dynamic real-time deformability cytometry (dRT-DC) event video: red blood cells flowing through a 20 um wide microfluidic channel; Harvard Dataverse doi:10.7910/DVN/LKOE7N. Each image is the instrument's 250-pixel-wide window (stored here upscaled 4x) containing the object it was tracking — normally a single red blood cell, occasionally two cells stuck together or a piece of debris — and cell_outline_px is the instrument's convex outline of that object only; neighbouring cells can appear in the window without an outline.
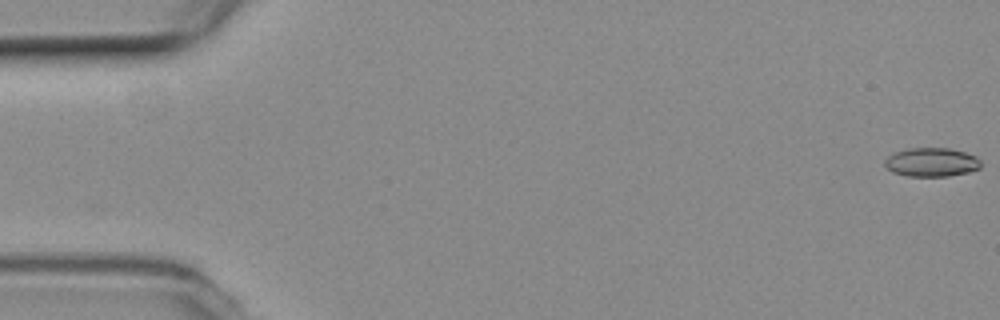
{"species": "common noctule bat (a hibernating species)", "species_latin": "Nyctalus noctula", "temperature_condition": "room temperature", "stored_images_in_passage": 55, "camera_frame_rate_fps": 3000, "um_per_image_px": 0.085, "animal": {"sex": "female", "body_mass_g": 19.3, "forearm_length_mm": 54.1}, "frame": {"image": 1, "passage_image": 1, "time_ms": 0.0, "image_size_px": [1000, 320], "cell_outline_px": [[980, 168], [968, 172], [948, 176], [908, 176], [892, 172], [884, 164], [884, 160], [888, 156], [896, 152], [908, 148], [948, 148], [964, 152], [976, 156], [980, 160]], "centroid_in_image_um": [79.17, 13.79], "position_along_channel_um": 5.8, "area_um2": 16.07}}
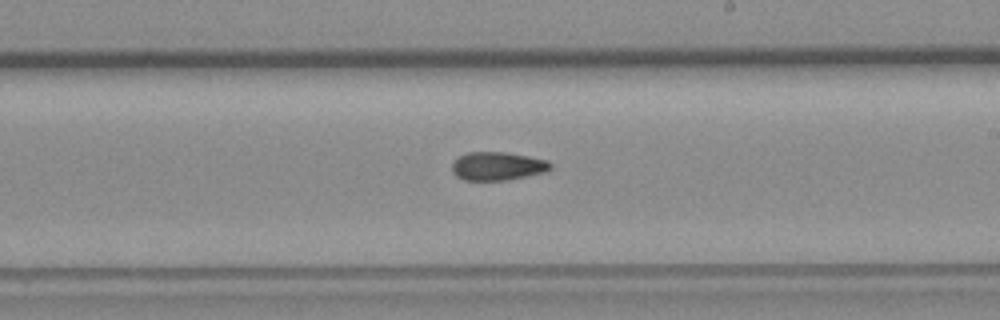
{"frame": {"image": 2, "passage_image": 32, "time_ms": 10.333, "image_size_px": [1000, 320], "cell_outline_px": [[552, 168], [548, 172], [508, 180], [464, 180], [456, 176], [452, 172], [452, 164], [460, 156], [468, 152], [508, 152], [548, 160], [552, 164]], "centroid_in_image_um": [42.34, 14.12], "position_along_channel_um": 246.7, "area_um2": 16.47}}
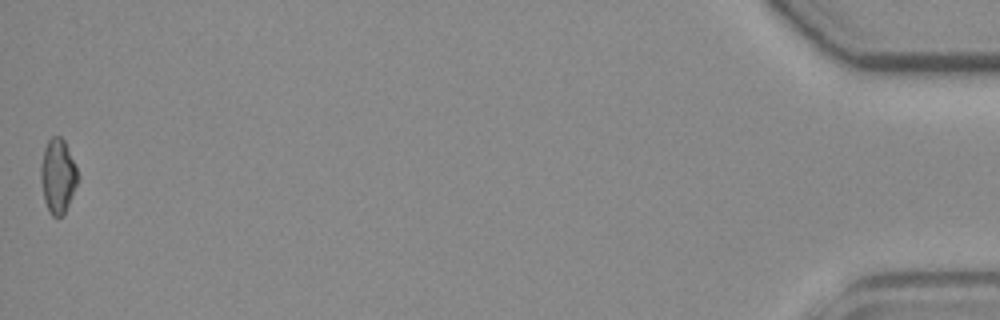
{"frame": {"image": 3, "passage_image": 55, "time_ms": 18.0, "image_size_px": [1000, 320], "cell_outline_px": [[80, 176], [72, 196], [64, 212], [60, 216], [52, 216], [48, 212], [44, 200], [40, 180], [40, 164], [44, 148], [48, 140], [52, 136], [60, 136], [64, 140]], "centroid_in_image_um": [4.9, 14.95], "position_along_channel_um": 430.3, "area_um2": 16.07}, "authors_computed_cell_mechanics": {"area_um2": 16.2996, "velocity_mm_per_s": 3.7618, "shape_relaxation_time_tau1_ms": null, "shape_relaxation_time_tau2_ms": 5.2172, "deformation_change_tau1": null, "deformation_change_tau2": 0.1262}}